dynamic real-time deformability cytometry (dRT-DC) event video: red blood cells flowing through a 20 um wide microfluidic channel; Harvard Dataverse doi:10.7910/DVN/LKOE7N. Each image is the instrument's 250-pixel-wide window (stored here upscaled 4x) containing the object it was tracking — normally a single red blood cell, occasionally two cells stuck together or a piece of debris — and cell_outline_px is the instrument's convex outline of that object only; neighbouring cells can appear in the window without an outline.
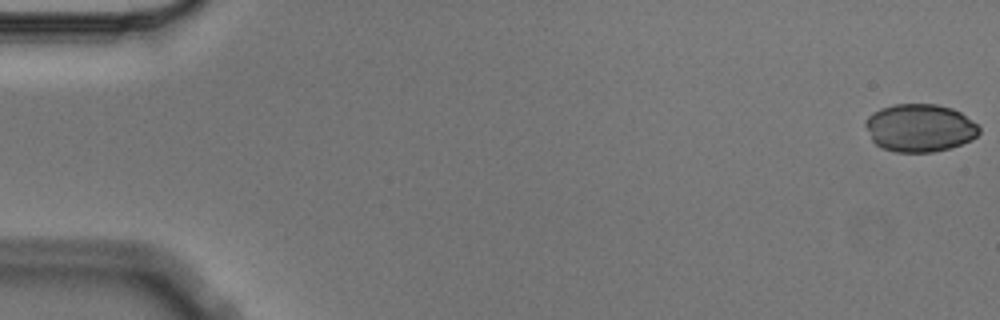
{"species": "Egyptian fruit bat (a non-hibernating species)", "species_latin": "Rousettus aegyptiacus", "temperature_condition": "cold", "stored_images_in_passage": 6, "segment_of_instrument_passage": [2, 2], "camera_frame_rate_fps": 3000, "um_per_image_px": 0.085, "animal": {"sex": "male"}, "frame": {"image": 1, "passage_image": 6, "time_ms": 1.667, "image_size_px": [1000, 320], "cell_outline_px": [[980, 132], [972, 140], [952, 148], [932, 152], [896, 152], [880, 148], [872, 140], [864, 124], [868, 116], [872, 112], [880, 108], [896, 104], [936, 104], [952, 108], [960, 112], [972, 120], [980, 128]], "centroid_in_image_um": [78.17, 10.88], "position_along_channel_um": 6.8, "area_um2": 31.91}}